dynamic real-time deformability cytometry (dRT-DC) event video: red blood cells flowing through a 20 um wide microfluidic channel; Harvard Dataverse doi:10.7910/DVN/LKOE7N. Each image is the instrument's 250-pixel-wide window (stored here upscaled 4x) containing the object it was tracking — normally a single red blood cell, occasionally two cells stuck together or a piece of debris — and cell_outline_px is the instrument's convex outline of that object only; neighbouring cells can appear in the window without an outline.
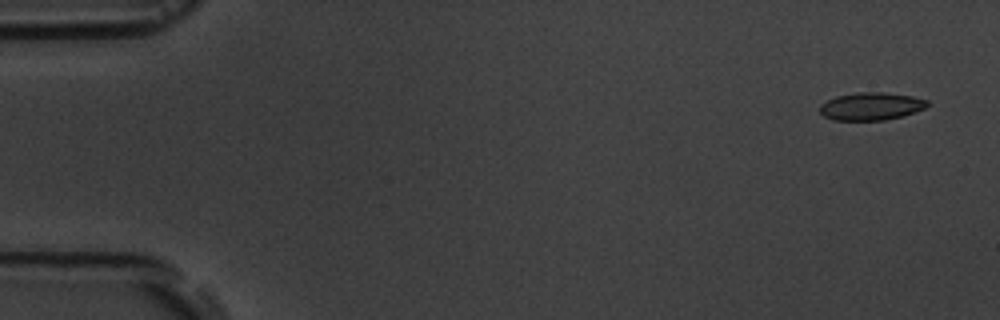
{"species": "common noctule bat (a hibernating species)", "species_latin": "Nyctalus noctula", "temperature_condition": "room temperature", "stored_images_in_passage": 5, "camera_frame_rate_fps": 3000, "um_per_image_px": 0.085, "animal": {"sex": "male", "body_mass_g": 19.5, "forearm_length_mm": 54.6}, "frame": {"image": 1, "passage_image": 1, "time_ms": 0.0, "image_size_px": [1000, 320], "cell_outline_px": [[928, 104], [924, 108], [900, 116], [884, 120], [832, 120], [824, 116], [820, 112], [820, 104], [836, 96], [860, 92], [884, 92], [912, 96], [928, 100]], "centroid_in_image_um": [74.01, 9.03], "position_along_channel_um": 11.0, "area_um2": 17.17}}
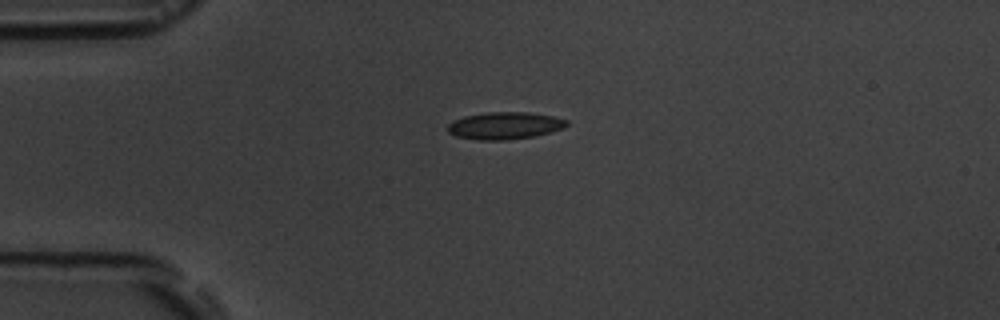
{"frame": {"image": 2, "passage_image": 4, "time_ms": 3.667, "image_size_px": [1000, 320], "cell_outline_px": [[568, 124], [564, 128], [536, 136], [504, 140], [476, 140], [456, 136], [448, 132], [448, 124], [452, 120], [464, 116], [488, 112], [528, 112], [552, 116], [568, 120]], "centroid_in_image_um": [42.89, 10.68], "position_along_channel_um": 42.1, "area_um2": 18.96}}